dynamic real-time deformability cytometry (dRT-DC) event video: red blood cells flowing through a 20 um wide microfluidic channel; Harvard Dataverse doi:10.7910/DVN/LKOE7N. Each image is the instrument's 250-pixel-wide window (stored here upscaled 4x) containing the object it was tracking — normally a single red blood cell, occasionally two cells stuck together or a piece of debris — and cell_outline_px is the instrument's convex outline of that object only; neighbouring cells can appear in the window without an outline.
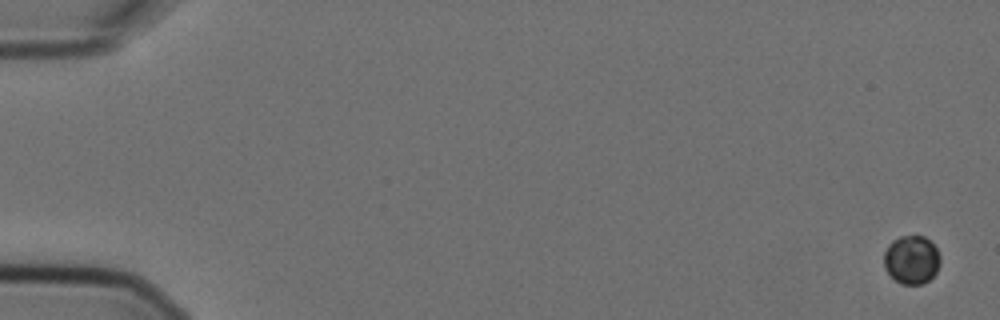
{"species": "Egyptian fruit bat (a non-hibernating species)", "species_latin": "Rousettus aegyptiacus", "temperature_condition": "cold", "stored_images_in_passage": 5, "camera_frame_rate_fps": 3000, "um_per_image_px": 0.085, "animal": {"sex": "female"}, "frame": {"image": 1, "passage_image": 1, "time_ms": 0.0, "image_size_px": [1000, 320], "cell_outline_px": [[940, 264], [936, 272], [928, 280], [920, 284], [900, 284], [884, 268], [884, 252], [888, 244], [892, 240], [900, 236], [924, 236], [936, 248], [940, 256]], "centroid_in_image_um": [77.47, 22.07], "position_along_channel_um": 7.5, "area_um2": 15.84}}